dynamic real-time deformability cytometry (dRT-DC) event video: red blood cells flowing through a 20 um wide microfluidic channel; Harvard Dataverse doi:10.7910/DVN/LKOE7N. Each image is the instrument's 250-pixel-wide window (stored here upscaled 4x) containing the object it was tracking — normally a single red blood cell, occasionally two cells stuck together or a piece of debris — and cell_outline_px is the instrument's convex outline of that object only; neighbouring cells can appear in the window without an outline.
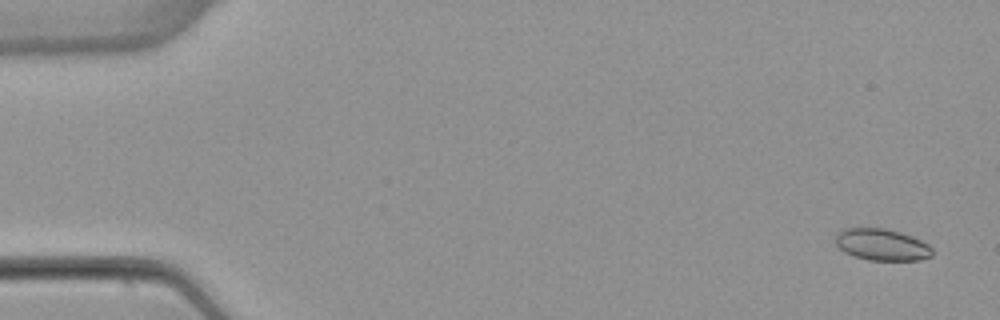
{"species": "common noctule bat (a hibernating species)", "species_latin": "Nyctalus noctula", "temperature_condition": "warm", "stored_images_in_passage": 55, "camera_frame_rate_fps": 3000, "um_per_image_px": 0.085, "animal": {"sex": "female", "body_mass_g": 22.7, "forearm_length_mm": 54.2}, "frame": {"image": 1, "passage_image": 3, "time_ms": 0.667, "image_size_px": [1000, 320], "cell_outline_px": [[932, 256], [920, 260], [868, 260], [844, 252], [836, 244], [836, 232], [844, 228], [884, 228], [900, 232], [912, 236], [928, 244], [932, 248]], "centroid_in_image_um": [74.96, 20.79], "position_along_channel_um": 10.0, "area_um2": 17.86}}
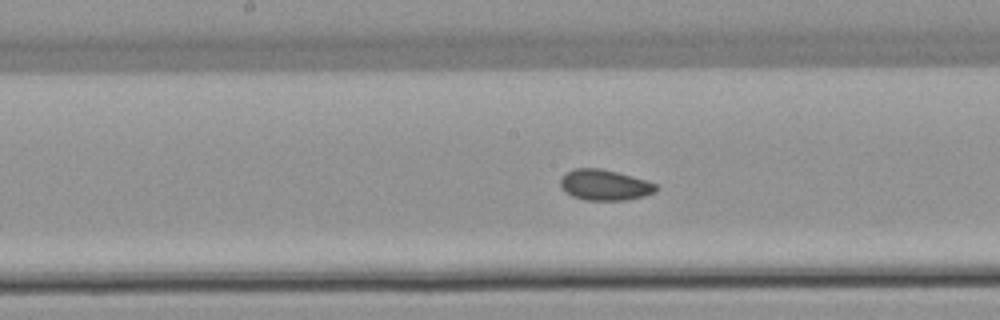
{"frame": {"image": 2, "passage_image": 28, "time_ms": 9.0, "image_size_px": [1000, 320], "cell_outline_px": [[660, 188], [656, 192], [644, 196], [624, 200], [584, 200], [572, 196], [564, 192], [560, 188], [560, 176], [564, 172], [572, 168], [600, 168], [632, 176], [656, 184]], "centroid_in_image_um": [51.34, 15.72], "position_along_channel_um": 196.9, "area_um2": 17.4}}
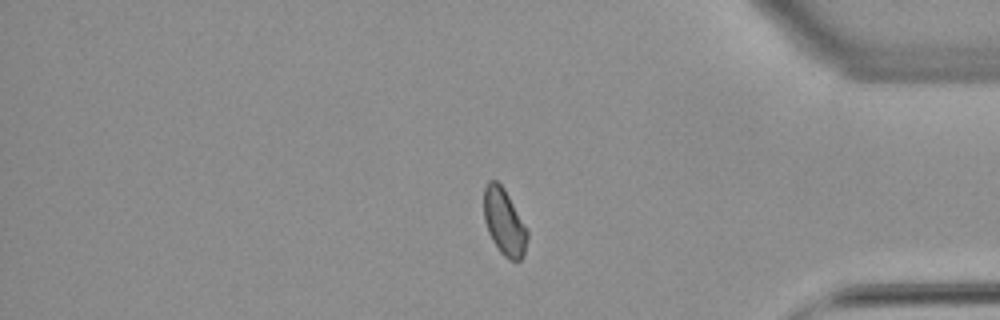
{"frame": {"image": 3, "passage_image": 45, "time_ms": 14.667, "image_size_px": [1000, 320], "cell_outline_px": [[528, 240], [524, 256], [516, 264], [508, 260], [500, 252], [492, 240], [488, 232], [484, 220], [484, 188], [488, 180], [496, 180], [504, 188], [528, 228]], "centroid_in_image_um": [42.89, 18.92], "position_along_channel_um": 392.3, "area_um2": 17.28}, "authors_computed_cell_mechanics": {"area_um2": 17.2822, "velocity_mm_per_s": 3.8898, "shape_relaxation_time_tau1_ms": null, "shape_relaxation_time_tau2_ms": 1.5972, "deformation_change_tau1": null, "deformation_change_tau2": 0.0573}}